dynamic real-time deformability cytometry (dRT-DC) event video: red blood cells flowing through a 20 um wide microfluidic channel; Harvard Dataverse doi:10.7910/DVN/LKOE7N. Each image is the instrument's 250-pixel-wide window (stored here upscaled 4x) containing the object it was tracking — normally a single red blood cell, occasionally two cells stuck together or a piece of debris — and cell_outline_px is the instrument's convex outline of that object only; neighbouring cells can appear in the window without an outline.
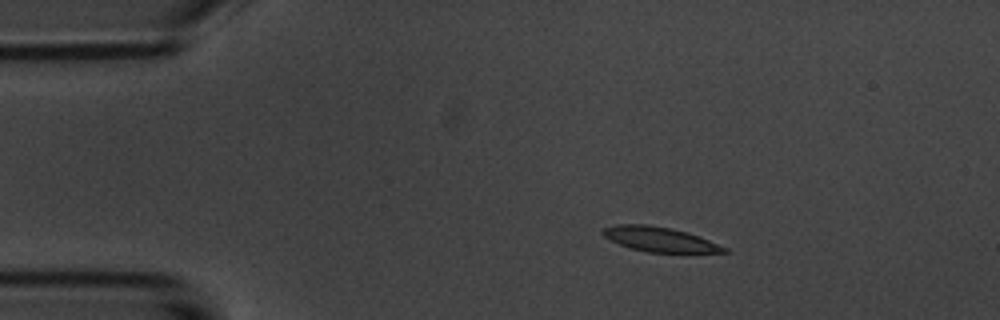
{"species": "common noctule bat (a hibernating species)", "species_latin": "Nyctalus noctula", "temperature_condition": "room temperature", "stored_images_in_passage": 4, "camera_frame_rate_fps": 3000, "um_per_image_px": 0.085, "animal": {"sex": "male", "body_mass_g": 20.1, "forearm_length_mm": 53.5}, "frame": {"image": 1, "passage_image": 2, "time_ms": 1.333, "image_size_px": [1000, 320], "cell_outline_px": [[732, 252], [648, 252], [628, 248], [604, 236], [600, 232], [604, 228], [616, 224], [648, 224], [672, 228], [688, 232], [728, 248]], "centroid_in_image_um": [56.06, 20.33], "position_along_channel_um": 28.9, "area_um2": 17.4}}
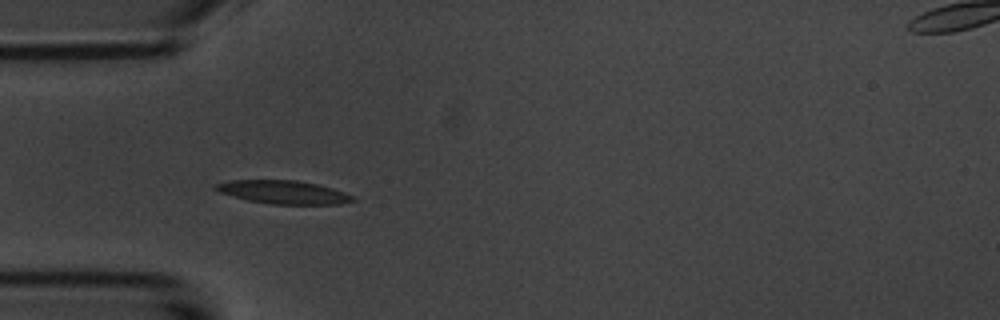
{"frame": {"image": 2, "passage_image": 4, "time_ms": 3.667, "image_size_px": [1000, 320], "cell_outline_px": [[356, 200], [340, 204], [268, 204], [248, 200], [220, 192], [212, 188], [216, 184], [232, 180], [296, 180], [316, 184], [332, 188], [344, 192], [352, 196]], "centroid_in_image_um": [24.09, 16.33], "position_along_channel_um": 60.9, "area_um2": 18.44}}